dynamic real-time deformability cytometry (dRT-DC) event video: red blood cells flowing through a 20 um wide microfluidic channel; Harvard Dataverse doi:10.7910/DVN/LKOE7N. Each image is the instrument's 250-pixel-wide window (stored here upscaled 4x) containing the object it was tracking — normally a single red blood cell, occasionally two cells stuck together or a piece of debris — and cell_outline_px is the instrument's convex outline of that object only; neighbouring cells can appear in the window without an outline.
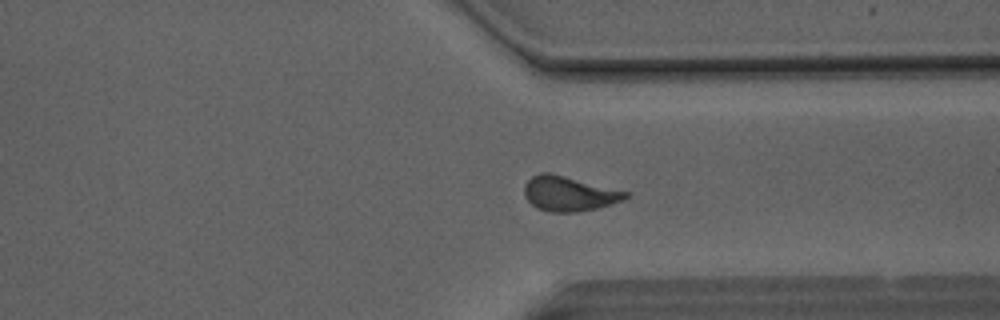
{"species": "Egyptian fruit bat (a non-hibernating species)", "species_latin": "Rousettus aegyptiacus", "temperature_condition": "room temperature", "stored_images_in_passage": 49, "camera_frame_rate_fps": 3000, "um_per_image_px": 0.085, "animal": {"sex": "male"}, "frame": {"image": 1, "passage_image": 37, "time_ms": 12.0, "image_size_px": [1000, 320], "cell_outline_px": [[628, 196], [624, 200], [612, 204], [596, 208], [576, 212], [548, 212], [536, 208], [524, 196], [524, 184], [532, 176], [540, 172], [552, 172], [628, 192]], "centroid_in_image_um": [48.33, 16.45], "position_along_channel_um": 363.1, "area_um2": 20.69}}
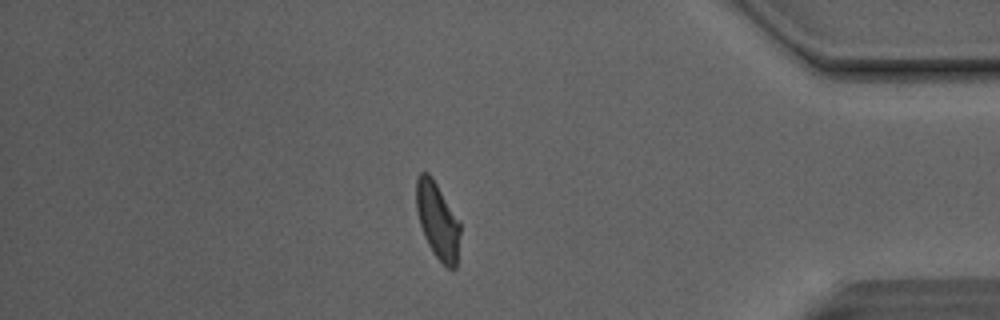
{"frame": {"image": 2, "passage_image": 42, "time_ms": 13.667, "image_size_px": [1000, 320], "cell_outline_px": [[460, 232], [456, 268], [448, 268], [432, 252], [424, 236], [416, 212], [416, 180], [420, 172], [428, 172], [432, 176], [460, 224]], "centroid_in_image_um": [37.17, 18.74], "position_along_channel_um": 398.0, "area_um2": 19.31}}
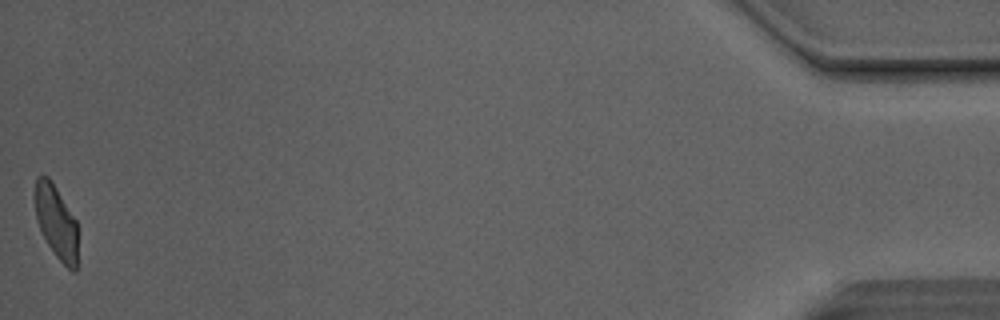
{"frame": {"image": 3, "passage_image": 49, "time_ms": 16.0, "image_size_px": [1000, 320], "cell_outline_px": [[76, 272], [72, 272], [56, 256], [48, 244], [36, 220], [32, 196], [36, 176], [48, 176], [56, 188], [76, 220]], "centroid_in_image_um": [4.72, 18.8], "position_along_channel_um": 430.5, "area_um2": 18.32}, "authors_computed_cell_mechanics": {"area_um2": 20.2878, "velocity_mm_per_s": 4.138, "shape_relaxation_time_tau1_ms": 4.3549, "shape_relaxation_time_tau2_ms": 0.9921, "deformation_change_tau1": 0.1723, "deformation_change_tau2": 0.0877}}